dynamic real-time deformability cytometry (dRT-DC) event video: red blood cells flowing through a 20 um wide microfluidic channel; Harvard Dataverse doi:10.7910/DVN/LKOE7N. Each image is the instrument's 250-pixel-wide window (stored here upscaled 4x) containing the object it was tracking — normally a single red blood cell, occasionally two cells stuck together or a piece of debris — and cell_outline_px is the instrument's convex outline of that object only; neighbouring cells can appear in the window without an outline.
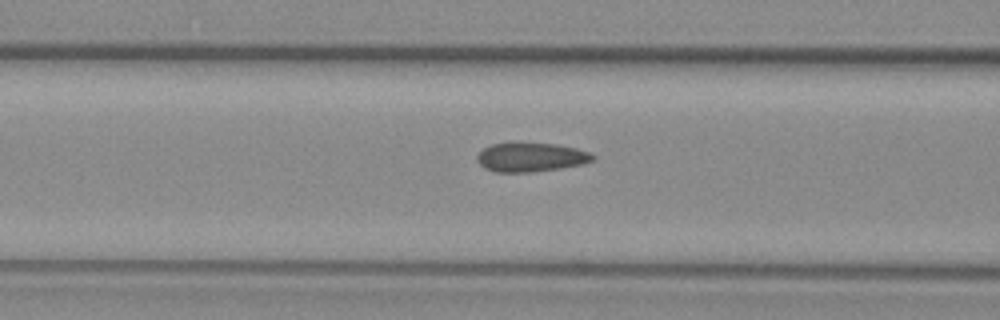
{"species": "common noctule bat (a hibernating species)", "species_latin": "Nyctalus noctula", "temperature_condition": "warm", "stored_images_in_passage": 38, "camera_frame_rate_fps": 3000, "um_per_image_px": 0.085, "animal": {"sex": "female", "body_mass_g": 29.2, "forearm_length_mm": 56.3}, "frame": {"image": 1, "passage_image": 5, "time_ms": 1.333, "image_size_px": [1000, 320], "cell_outline_px": [[596, 156], [592, 160], [584, 164], [560, 168], [532, 172], [496, 172], [484, 168], [476, 160], [476, 156], [484, 148], [492, 144], [508, 140], [556, 144], [576, 148], [588, 152]], "centroid_in_image_um": [45.08, 13.33], "position_along_channel_um": 121.5, "area_um2": 20.17}}
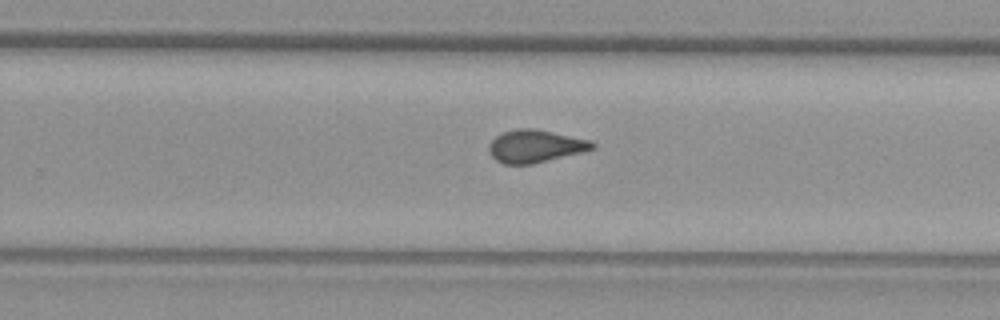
{"frame": {"image": 2, "passage_image": 18, "time_ms": 5.667, "image_size_px": [1000, 320], "cell_outline_px": [[596, 148], [584, 152], [532, 164], [504, 164], [496, 160], [488, 152], [488, 144], [496, 136], [504, 132], [516, 128], [536, 128], [592, 140], [596, 144]], "centroid_in_image_um": [45.53, 12.42], "position_along_channel_um": 284.3, "area_um2": 20.0}}
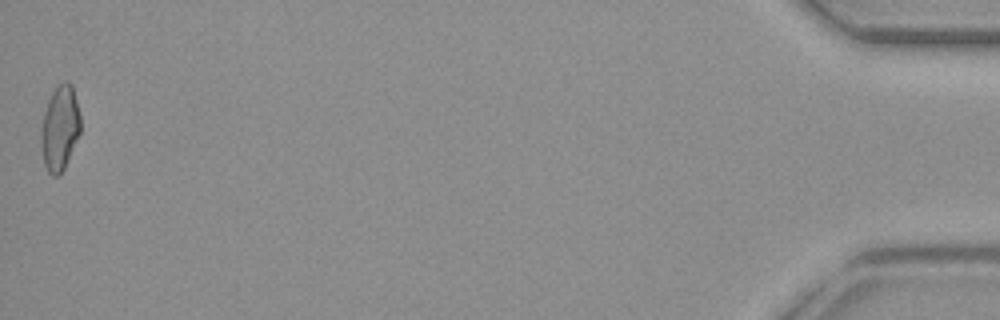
{"frame": {"image": 3, "passage_image": 38, "time_ms": 12.333, "image_size_px": [1000, 320], "cell_outline_px": [[80, 132], [64, 168], [56, 176], [52, 176], [48, 172], [44, 164], [40, 140], [40, 132], [44, 112], [48, 100], [52, 92], [64, 80], [68, 80], [72, 84], [80, 112]], "centroid_in_image_um": [5.08, 10.86], "position_along_channel_um": 430.1, "area_um2": 19.48}}